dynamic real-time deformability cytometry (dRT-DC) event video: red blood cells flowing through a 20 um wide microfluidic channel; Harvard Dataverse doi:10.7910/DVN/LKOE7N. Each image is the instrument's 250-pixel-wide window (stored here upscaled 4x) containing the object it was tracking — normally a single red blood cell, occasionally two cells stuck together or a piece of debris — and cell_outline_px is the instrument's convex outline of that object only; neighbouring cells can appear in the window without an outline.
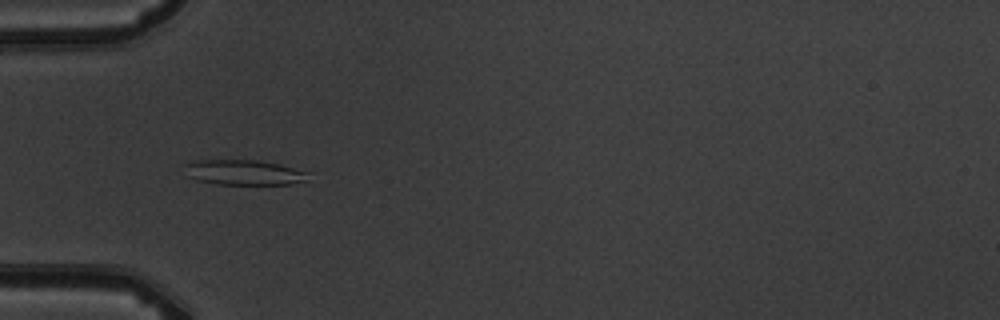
{"species": "common noctule bat (a hibernating species)", "species_latin": "Nyctalus noctula", "temperature_condition": "warm", "stored_images_in_passage": 7, "camera_frame_rate_fps": 3000, "um_per_image_px": 0.085, "animal": {"sex": "male", "body_mass_g": 19.5, "forearm_length_mm": 54.6}, "frame": {"image": 1, "passage_image": 5, "time_ms": 4.333, "image_size_px": [1000, 320], "cell_outline_px": [[308, 172], [304, 180], [292, 184], [216, 184], [196, 180], [184, 176], [180, 164], [192, 160], [260, 160], [280, 164]], "centroid_in_image_um": [20.55, 14.64], "position_along_channel_um": 64.4, "area_um2": 18.5}}
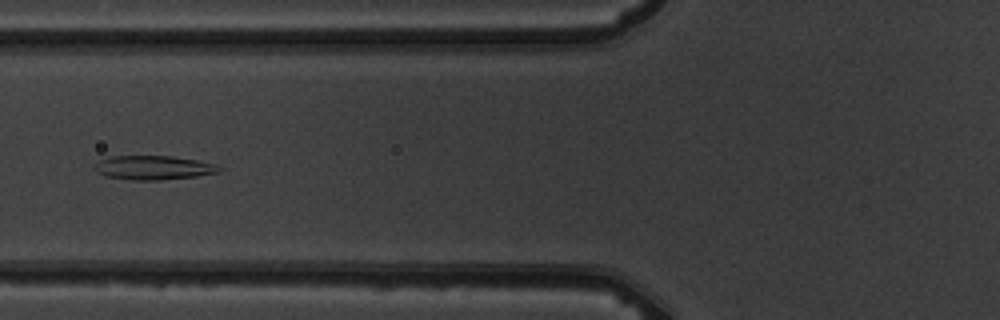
{"frame": {"image": 2, "passage_image": 6, "time_ms": 5.667, "image_size_px": [1000, 320], "cell_outline_px": [[220, 172], [196, 176], [160, 180], [132, 180], [104, 176], [96, 172], [92, 168], [92, 164], [100, 160], [112, 156], [172, 156], [196, 160], [216, 164], [220, 168]], "centroid_in_image_um": [12.98, 14.25], "position_along_channel_um": 112.8, "area_um2": 17.57}}